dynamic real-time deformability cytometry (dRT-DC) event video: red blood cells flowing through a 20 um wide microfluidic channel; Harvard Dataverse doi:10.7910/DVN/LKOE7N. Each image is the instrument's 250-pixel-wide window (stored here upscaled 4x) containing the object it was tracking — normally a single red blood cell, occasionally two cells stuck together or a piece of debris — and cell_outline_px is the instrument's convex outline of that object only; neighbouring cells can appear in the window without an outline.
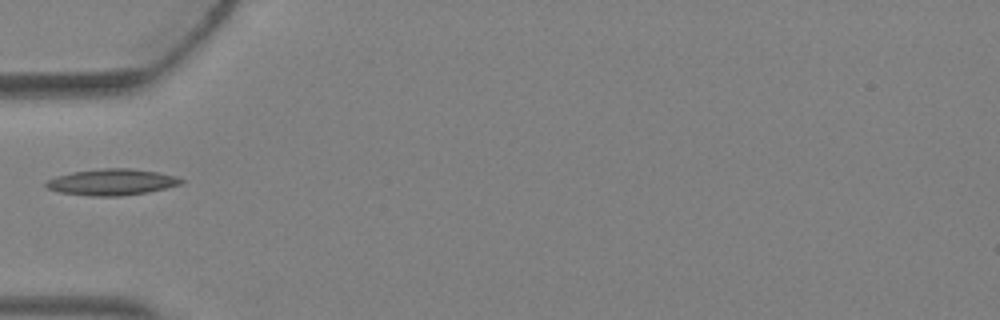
{"species": "Egyptian fruit bat (a non-hibernating species)", "species_latin": "Rousettus aegyptiacus", "temperature_condition": "warm", "stored_images_in_passage": 4, "camera_frame_rate_fps": 3000, "um_per_image_px": 0.085, "animal": {"sex": "female"}, "frame": {"image": 1, "passage_image": 4, "time_ms": 1.0, "image_size_px": [1000, 320], "cell_outline_px": [[184, 184], [148, 192], [120, 196], [92, 196], [60, 192], [48, 188], [44, 184], [48, 180], [56, 176], [72, 172], [100, 168], [128, 168], [156, 172], [176, 176], [184, 180]], "centroid_in_image_um": [9.53, 15.47], "position_along_channel_um": 75.5, "area_um2": 20.63}}